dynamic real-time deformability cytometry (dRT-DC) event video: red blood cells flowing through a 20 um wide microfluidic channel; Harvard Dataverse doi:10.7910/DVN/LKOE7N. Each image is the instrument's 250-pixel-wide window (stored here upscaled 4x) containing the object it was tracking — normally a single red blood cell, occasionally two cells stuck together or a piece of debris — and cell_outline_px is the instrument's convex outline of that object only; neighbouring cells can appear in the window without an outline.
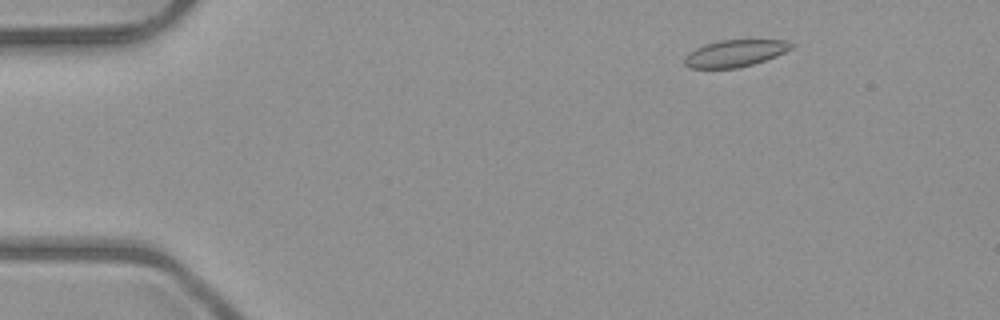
{"species": "common noctule bat (a hibernating species)", "species_latin": "Nyctalus noctula", "temperature_condition": "room temperature", "stored_images_in_passage": 5, "camera_frame_rate_fps": 3000, "um_per_image_px": 0.085, "animal": {"sex": "male", "body_mass_g": 23.1, "forearm_length_mm": 52.7}, "frame": {"image": 1, "passage_image": 2, "time_ms": 1.333, "image_size_px": [1000, 320], "cell_outline_px": [[796, 44], [792, 48], [776, 56], [752, 64], [736, 68], [688, 68], [684, 64], [684, 60], [696, 48], [704, 44], [720, 40], [784, 40]], "centroid_in_image_um": [62.5, 4.52], "position_along_channel_um": 22.5, "area_um2": 16.53}}